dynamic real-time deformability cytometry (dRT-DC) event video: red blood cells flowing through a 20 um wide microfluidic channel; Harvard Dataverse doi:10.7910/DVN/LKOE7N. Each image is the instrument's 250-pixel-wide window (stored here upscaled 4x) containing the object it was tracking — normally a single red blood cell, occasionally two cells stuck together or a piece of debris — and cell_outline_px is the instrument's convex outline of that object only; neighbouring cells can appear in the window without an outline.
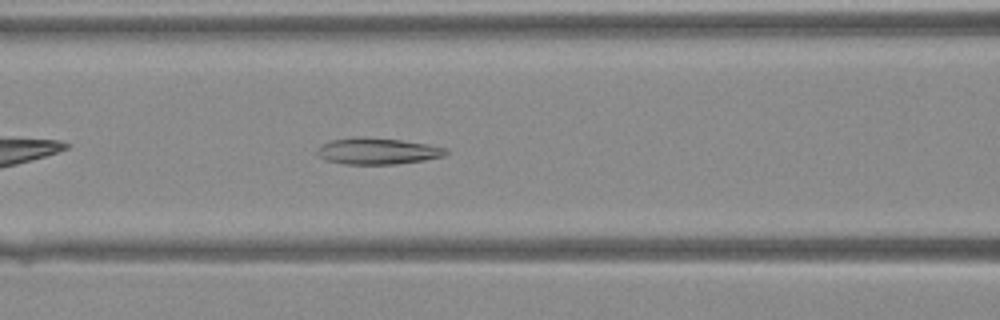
{"species": "Egyptian fruit bat (a non-hibernating species)", "species_latin": "Rousettus aegyptiacus", "temperature_condition": "warm", "stored_images_in_passage": 33, "camera_frame_rate_fps": 3000, "um_per_image_px": 0.085, "animal": {"sex": "female"}, "frame": {"image": 1, "passage_image": 10, "time_ms": 3.0, "image_size_px": [1000, 320], "cell_outline_px": [[452, 152], [444, 156], [424, 160], [396, 164], [344, 164], [324, 160], [316, 152], [328, 140], [356, 136], [364, 136], [400, 140], [428, 144], [448, 148]], "centroid_in_image_um": [32.13, 12.84], "position_along_channel_um": 134.5, "area_um2": 20.06}}